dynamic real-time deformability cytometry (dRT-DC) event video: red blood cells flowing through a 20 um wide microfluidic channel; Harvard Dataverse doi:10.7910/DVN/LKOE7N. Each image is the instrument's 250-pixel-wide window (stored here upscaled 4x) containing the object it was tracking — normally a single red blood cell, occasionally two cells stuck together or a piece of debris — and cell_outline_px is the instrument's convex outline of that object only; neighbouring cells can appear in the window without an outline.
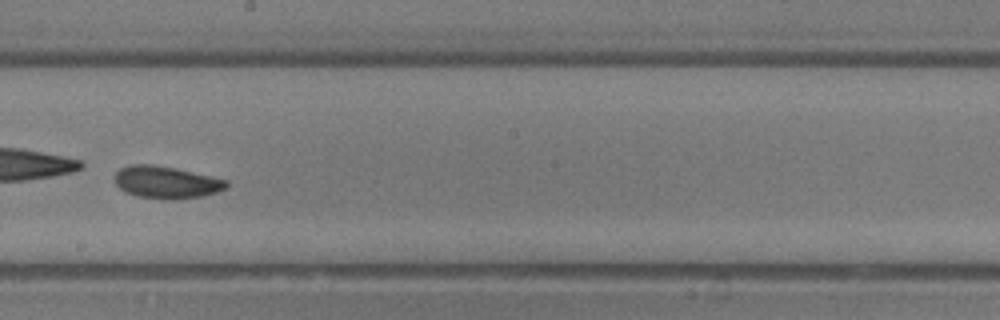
{"species": "common noctule bat (a hibernating species)", "species_latin": "Nyctalus noctula", "temperature_condition": "room temperature", "stored_images_in_passage": 41, "camera_frame_rate_fps": 3000, "um_per_image_px": 0.085, "animal": {"sex": "male", "body_mass_g": 13.3}, "frame": {"image": 1, "passage_image": 24, "time_ms": 7.667, "image_size_px": [1000, 320], "cell_outline_px": [[228, 184], [224, 188], [216, 192], [204, 196], [176, 200], [172, 200], [136, 196], [124, 192], [116, 184], [116, 172], [120, 168], [128, 164], [152, 164], [172, 168], [228, 180]], "centroid_in_image_um": [14.1, 15.5], "position_along_channel_um": 234.1, "area_um2": 20.87}, "authors_computed_cell_mechanics": {"area_um2": 20.5768, "velocity_mm_per_s": 4.8747, "shape_relaxation_time_tau1_ms": 2.4041, "shape_relaxation_time_tau2_ms": 2.5349, "deformation_change_tau1": 0.2443, "deformation_change_tau2": 0.097}}